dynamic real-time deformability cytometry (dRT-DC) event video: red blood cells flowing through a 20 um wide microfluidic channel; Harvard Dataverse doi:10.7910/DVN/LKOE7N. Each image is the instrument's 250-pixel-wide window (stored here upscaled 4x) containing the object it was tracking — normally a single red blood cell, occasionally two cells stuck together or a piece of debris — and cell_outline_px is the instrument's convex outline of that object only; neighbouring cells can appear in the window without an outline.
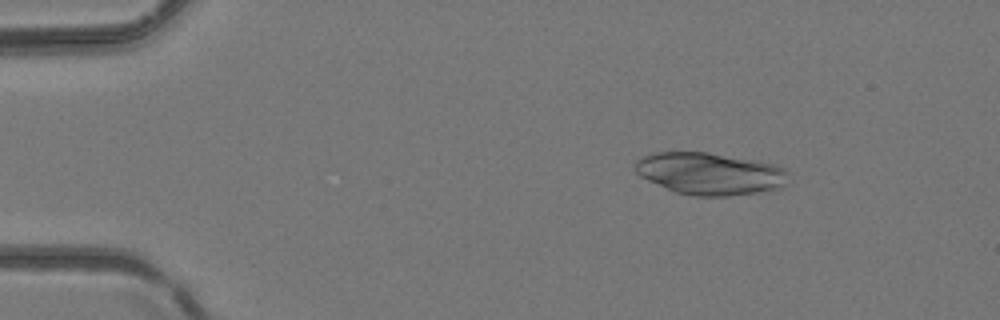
{"species": "common noctule bat (a hibernating species)", "species_latin": "Nyctalus noctula", "temperature_condition": "room temperature", "stored_images_in_passage": 4, "camera_frame_rate_fps": 3000, "um_per_image_px": 0.085, "animal": {"sex": "female", "body_mass_g": 24.6, "forearm_length_mm": 56.2}, "frame": {"image": 1, "passage_image": 2, "time_ms": 0.333, "image_size_px": [1000, 320], "cell_outline_px": [[788, 172], [784, 184], [780, 188], [772, 192], [728, 196], [692, 196], [676, 192], [648, 180], [640, 176], [632, 168], [632, 164], [636, 160], [652, 152], [708, 152], [752, 160], [772, 164], [784, 168]], "centroid_in_image_um": [60.32, 14.77], "position_along_channel_um": 24.7, "area_um2": 37.92}}